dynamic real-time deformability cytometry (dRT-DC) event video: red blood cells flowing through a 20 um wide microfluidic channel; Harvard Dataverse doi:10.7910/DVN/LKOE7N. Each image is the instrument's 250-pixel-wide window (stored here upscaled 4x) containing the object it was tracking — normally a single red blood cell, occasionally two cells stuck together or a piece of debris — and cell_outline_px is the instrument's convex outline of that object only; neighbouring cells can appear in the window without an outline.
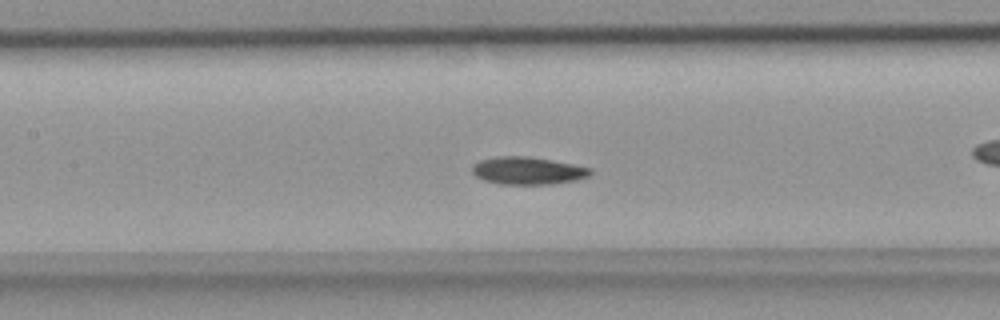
{"species": "common noctule bat (a hibernating species)", "species_latin": "Nyctalus noctula", "temperature_condition": "room temperature", "stored_images_in_passage": 49, "camera_frame_rate_fps": 3000, "um_per_image_px": 0.085, "animal": {"sex": "female", "body_mass_g": 18.4}, "frame": {"image": 1, "passage_image": 22, "time_ms": 7.0, "image_size_px": [1000, 320], "cell_outline_px": [[592, 172], [588, 176], [576, 180], [552, 184], [500, 184], [484, 180], [476, 176], [472, 172], [472, 164], [480, 160], [496, 156], [528, 156], [552, 160], [592, 168]], "centroid_in_image_um": [44.84, 14.5], "position_along_channel_um": 162.6, "area_um2": 19.02}}
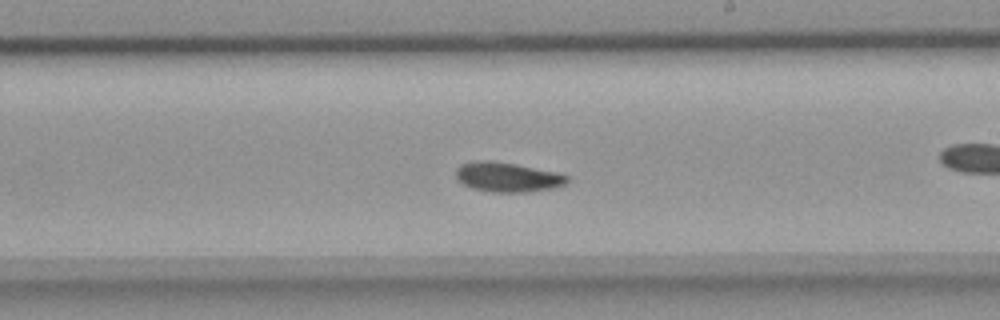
{"frame": {"image": 2, "passage_image": 28, "time_ms": 9.0, "image_size_px": [1000, 320], "cell_outline_px": [[572, 180], [556, 188], [524, 192], [492, 192], [472, 188], [456, 180], [456, 168], [460, 164], [476, 160], [492, 160], [516, 164], [560, 172], [568, 176]], "centroid_in_image_um": [43.16, 15.04], "position_along_channel_um": 245.8, "area_um2": 19.59}}